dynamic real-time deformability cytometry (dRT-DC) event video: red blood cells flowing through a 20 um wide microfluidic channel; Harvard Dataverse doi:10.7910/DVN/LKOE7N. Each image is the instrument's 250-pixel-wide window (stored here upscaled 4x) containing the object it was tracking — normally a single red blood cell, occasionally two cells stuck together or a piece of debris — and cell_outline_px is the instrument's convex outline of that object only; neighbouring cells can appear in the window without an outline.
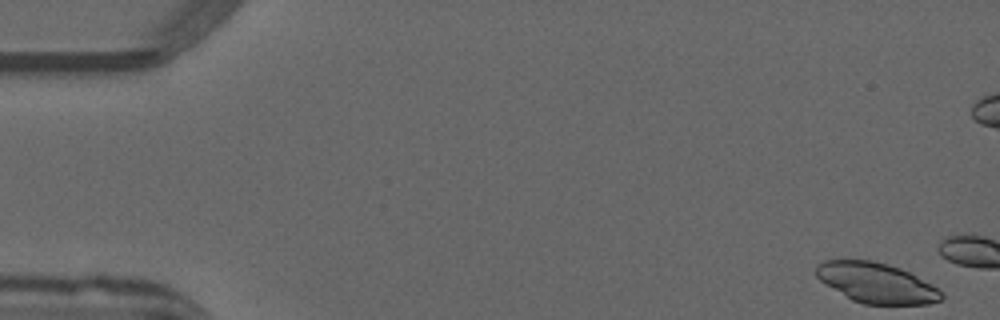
{"species": "common noctule bat (a hibernating species)", "species_latin": "Nyctalus noctula", "temperature_condition": "warm", "stored_images_in_passage": 10, "camera_frame_rate_fps": 3000, "um_per_image_px": 0.085, "animal": {"sex": "male", "forearm_length_mm": 52.5}, "frame": {"image": 1, "passage_image": 1, "time_ms": 0.0, "image_size_px": [1000, 320], "cell_outline_px": [[944, 296], [940, 300], [928, 304], [864, 304], [852, 300], [820, 280], [816, 276], [816, 264], [824, 260], [872, 260], [888, 264], [900, 268], [916, 276], [944, 292]], "centroid_in_image_um": [74.49, 24.04], "position_along_channel_um": 10.5, "area_um2": 29.07}}